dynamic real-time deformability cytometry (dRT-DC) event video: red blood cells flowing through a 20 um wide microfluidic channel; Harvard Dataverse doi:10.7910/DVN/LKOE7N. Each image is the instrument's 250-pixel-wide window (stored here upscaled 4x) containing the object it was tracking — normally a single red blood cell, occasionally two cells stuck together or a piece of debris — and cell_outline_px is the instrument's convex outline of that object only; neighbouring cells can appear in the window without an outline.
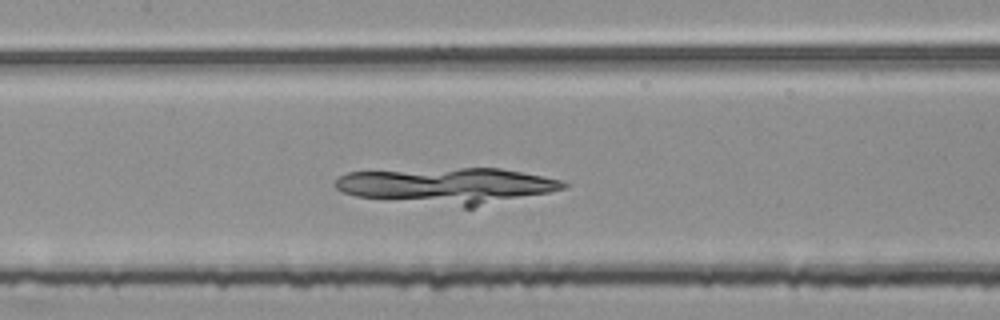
{"species": "common noctule bat (a hibernating species)", "species_latin": "Nyctalus noctula", "temperature_condition": "room temperature", "stored_images_in_passage": 44, "camera_frame_rate_fps": 3000, "um_per_image_px": 0.085, "animal": {"sex": "female", "body_mass_g": 25.1}, "frame": {"image": 1, "passage_image": 18, "time_ms": 5.667, "image_size_px": [1000, 320], "cell_outline_px": [[568, 184], [564, 188], [548, 192], [472, 208], [464, 208], [356, 196], [344, 192], [336, 188], [332, 184], [340, 176], [348, 172], [460, 168], [500, 168], [544, 176], [564, 180]], "centroid_in_image_um": [38.05, 15.79], "position_along_channel_um": 169.3, "area_um2": 47.74}}
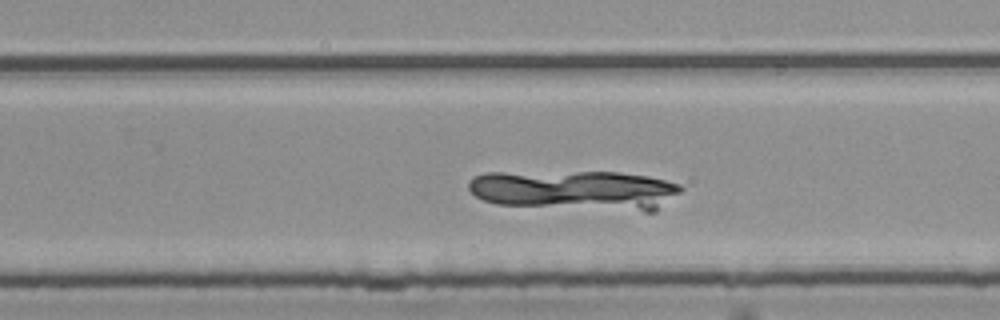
{"frame": {"image": 2, "passage_image": 27, "time_ms": 8.667, "image_size_px": [1000, 320], "cell_outline_px": [[684, 188], [680, 192], [656, 212], [644, 212], [496, 204], [484, 200], [476, 196], [468, 188], [468, 180], [472, 176], [484, 172], [616, 172], [648, 176], [680, 184]], "centroid_in_image_um": [48.9, 16.17], "position_along_channel_um": 280.9, "area_um2": 49.88}}
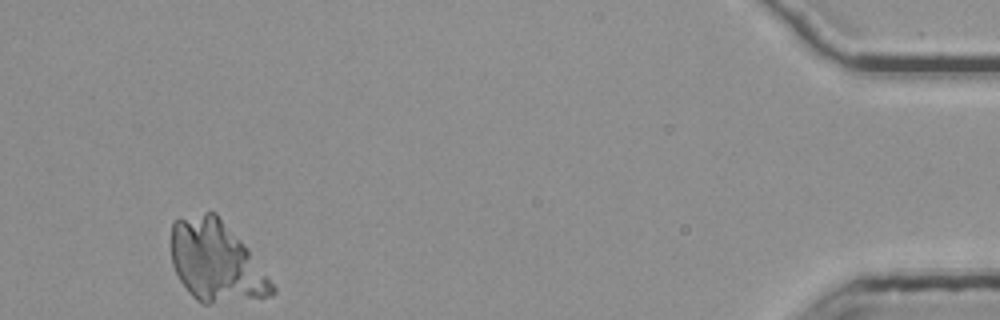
{"frame": {"image": 3, "passage_image": 44, "time_ms": 14.333, "image_size_px": [1000, 320], "cell_outline_px": [[276, 292], [272, 296], [208, 304], [204, 304], [196, 300], [188, 292], [180, 280], [172, 264], [172, 220], [204, 212], [216, 212], [248, 248], [276, 288]], "centroid_in_image_um": [18.35, 22.22], "position_along_channel_um": 416.8, "area_um2": 47.11}}